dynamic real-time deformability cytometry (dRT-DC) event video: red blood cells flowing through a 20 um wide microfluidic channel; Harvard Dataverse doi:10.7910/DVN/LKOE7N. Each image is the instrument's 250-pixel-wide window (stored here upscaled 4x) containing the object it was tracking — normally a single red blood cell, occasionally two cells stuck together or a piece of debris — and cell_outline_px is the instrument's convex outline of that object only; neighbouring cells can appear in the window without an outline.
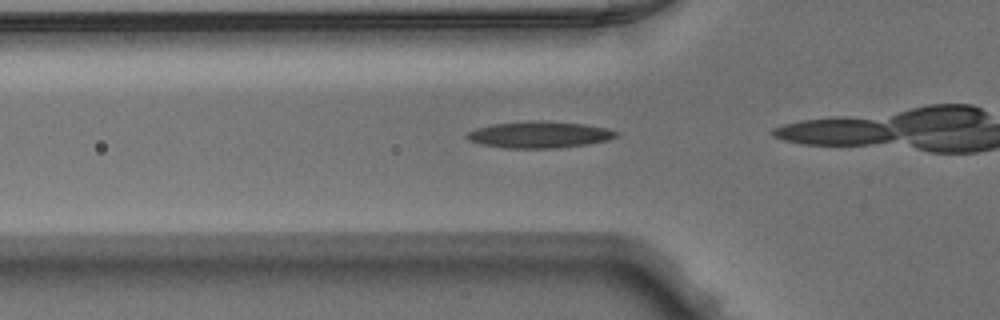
{"species": "Egyptian fruit bat (a non-hibernating species)", "species_latin": "Rousettus aegyptiacus", "temperature_condition": "warm", "stored_images_in_passage": 34, "camera_frame_rate_fps": 3000, "um_per_image_px": 0.085, "animal": {"sex": "male"}, "frame": {"image": 1, "passage_image": 13, "time_ms": 4.0, "image_size_px": [1000, 320], "cell_outline_px": [[616, 136], [608, 140], [588, 144], [556, 148], [504, 148], [484, 144], [468, 140], [464, 136], [468, 132], [476, 128], [492, 124], [584, 124], [608, 128], [616, 132]], "centroid_in_image_um": [45.83, 11.51], "position_along_channel_um": 80.0, "area_um2": 21.62}}